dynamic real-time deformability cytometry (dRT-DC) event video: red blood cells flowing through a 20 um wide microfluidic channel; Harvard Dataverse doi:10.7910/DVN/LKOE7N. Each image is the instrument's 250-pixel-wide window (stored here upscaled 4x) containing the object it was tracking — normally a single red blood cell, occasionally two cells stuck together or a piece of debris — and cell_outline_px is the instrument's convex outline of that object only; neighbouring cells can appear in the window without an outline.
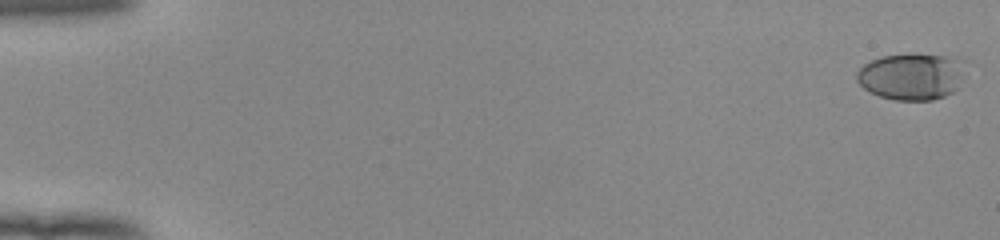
{"species": "human", "species_latin": "Homo sapiens", "temperature_condition": "room temperature", "stored_images_in_passage": 54, "camera_frame_rate_fps": 3000, "um_per_image_px": 0.085, "donor": {"sex": "female"}, "frame": {"image": 1, "passage_image": 1, "time_ms": 0.0, "image_size_px": [1000, 240], "cell_outline_px": [[968, 60], [960, 88], [944, 96], [932, 100], [892, 100], [880, 96], [864, 88], [856, 80], [856, 72], [864, 64], [872, 60], [884, 56], [912, 52], [964, 56]], "centroid_in_image_um": [77.61, 6.44], "position_along_channel_um": 7.4, "area_um2": 30.87}}
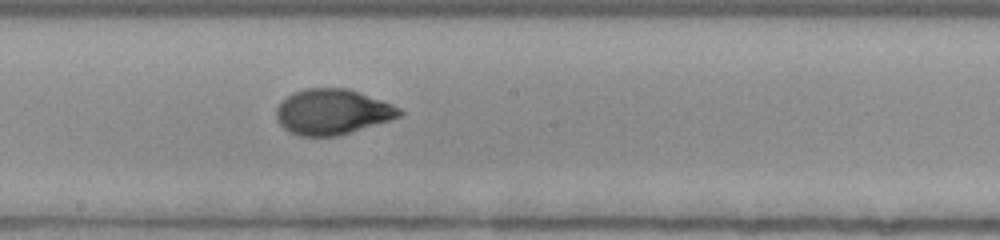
{"frame": {"image": 2, "passage_image": 31, "time_ms": 10.0, "image_size_px": [1000, 240], "cell_outline_px": [[404, 112], [400, 116], [392, 120], [336, 136], [300, 136], [284, 128], [276, 120], [276, 108], [292, 92], [304, 88], [348, 88], [392, 104], [400, 108]], "centroid_in_image_um": [28.26, 9.5], "position_along_channel_um": 219.9, "area_um2": 32.54}}
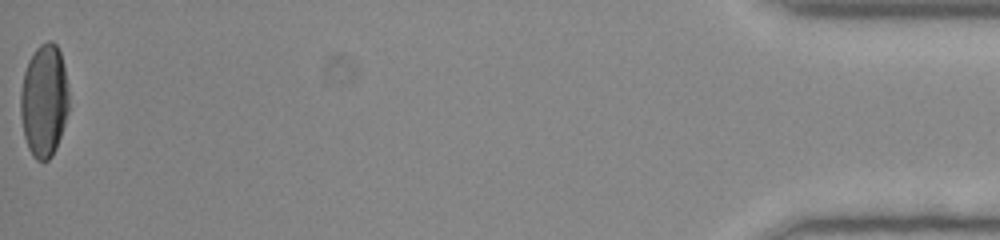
{"frame": {"image": 3, "passage_image": 54, "time_ms": 17.667, "image_size_px": [1000, 240], "cell_outline_px": [[68, 112], [56, 148], [52, 156], [48, 160], [36, 160], [32, 156], [28, 148], [24, 136], [20, 116], [20, 92], [24, 72], [28, 60], [36, 48], [40, 44], [48, 40], [52, 40], [56, 44], [60, 52], [64, 68], [68, 88]], "centroid_in_image_um": [3.73, 8.55], "position_along_channel_um": 431.5, "area_um2": 31.91}, "authors_computed_cell_mechanics": {"area_um2": 31.8189, "velocity_mm_per_s": 3.9404, "shape_relaxation_time_tau1_ms": 6.173, "shape_relaxation_time_tau2_ms": 0.7207, "deformation_change_tau1": 0.2226, "deformation_change_tau2": 0.0467}}